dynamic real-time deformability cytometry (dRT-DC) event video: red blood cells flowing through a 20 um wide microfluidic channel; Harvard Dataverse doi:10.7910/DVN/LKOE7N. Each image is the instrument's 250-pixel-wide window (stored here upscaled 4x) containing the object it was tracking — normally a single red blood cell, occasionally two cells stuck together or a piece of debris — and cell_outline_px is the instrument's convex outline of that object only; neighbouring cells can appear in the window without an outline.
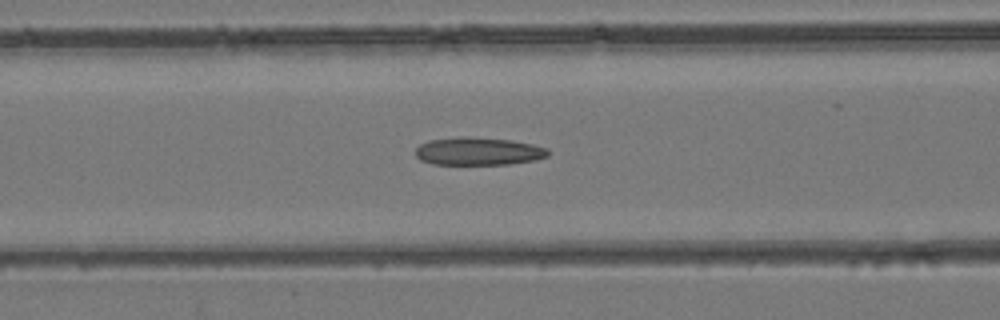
{"species": "common noctule bat (a hibernating species)", "species_latin": "Nyctalus noctula", "temperature_condition": "room temperature", "stored_images_in_passage": 47, "camera_frame_rate_fps": 3000, "um_per_image_px": 0.085, "animal": {"sex": "female", "body_mass_g": 24.6, "forearm_length_mm": 56.2}, "frame": {"image": 1, "passage_image": 20, "time_ms": 6.333, "image_size_px": [1000, 320], "cell_outline_px": [[548, 156], [536, 160], [508, 164], [432, 164], [420, 160], [416, 156], [416, 148], [420, 144], [428, 140], [460, 136], [468, 136], [512, 140], [532, 144], [548, 148]], "centroid_in_image_um": [40.65, 12.85], "position_along_channel_um": 126.0, "area_um2": 21.68}}
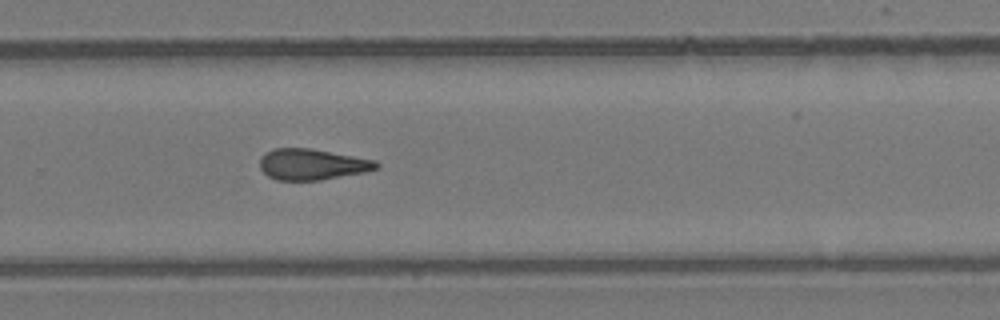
{"frame": {"image": 2, "passage_image": 32, "time_ms": 10.333, "image_size_px": [1000, 320], "cell_outline_px": [[380, 168], [364, 172], [320, 180], [276, 180], [268, 176], [260, 168], [260, 156], [264, 152], [272, 148], [308, 148], [376, 160], [380, 164]], "centroid_in_image_um": [26.51, 13.97], "position_along_channel_um": 303.3, "area_um2": 21.1}}
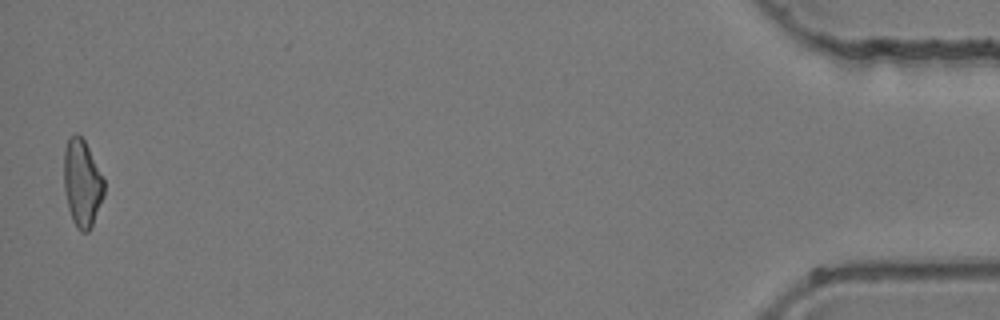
{"frame": {"image": 3, "passage_image": 47, "time_ms": 15.333, "image_size_px": [1000, 320], "cell_outline_px": [[104, 196], [92, 228], [88, 232], [80, 232], [76, 228], [72, 220], [68, 208], [64, 192], [64, 148], [68, 140], [76, 132], [84, 140], [104, 180]], "centroid_in_image_um": [6.97, 15.63], "position_along_channel_um": 428.2, "area_um2": 20.52}}